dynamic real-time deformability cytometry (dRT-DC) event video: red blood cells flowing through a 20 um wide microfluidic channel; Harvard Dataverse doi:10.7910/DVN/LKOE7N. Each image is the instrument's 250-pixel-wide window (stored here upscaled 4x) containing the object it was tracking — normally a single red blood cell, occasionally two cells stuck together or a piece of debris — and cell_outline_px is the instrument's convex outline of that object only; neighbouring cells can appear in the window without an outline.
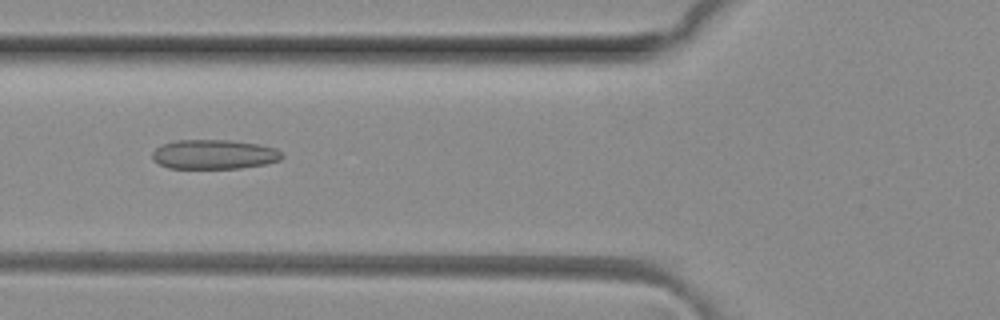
{"species": "common noctule bat (a hibernating species)", "species_latin": "Nyctalus noctula", "temperature_condition": "room temperature", "stored_images_in_passage": 3, "camera_frame_rate_fps": 3000, "um_per_image_px": 0.085, "animal": {"sex": "female", "body_mass_g": 29.2, "forearm_length_mm": 56.3}, "frame": {"image": 1, "passage_image": 3, "time_ms": 0.667, "image_size_px": [1000, 320], "cell_outline_px": [[284, 156], [280, 160], [264, 164], [240, 168], [168, 168], [152, 160], [152, 152], [156, 148], [164, 144], [176, 140], [232, 140], [260, 144], [276, 148]], "centroid_in_image_um": [18.2, 13.12], "position_along_channel_um": 107.6, "area_um2": 22.31}}